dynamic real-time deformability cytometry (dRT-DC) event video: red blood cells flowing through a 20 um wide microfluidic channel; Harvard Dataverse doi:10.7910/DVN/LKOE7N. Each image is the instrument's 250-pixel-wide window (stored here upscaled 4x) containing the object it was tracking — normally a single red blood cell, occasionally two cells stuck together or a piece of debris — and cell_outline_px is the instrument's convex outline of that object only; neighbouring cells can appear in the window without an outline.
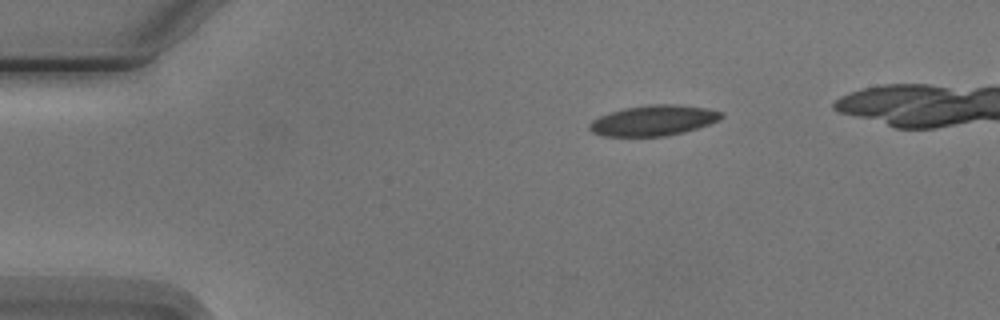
{"species": "Egyptian fruit bat (a non-hibernating species)", "species_latin": "Rousettus aegyptiacus", "temperature_condition": "cold", "stored_images_in_passage": 6, "camera_frame_rate_fps": 3000, "um_per_image_px": 0.085, "animal": {"sex": "male"}, "frame": {"image": 1, "passage_image": 1, "time_ms": 0.0, "image_size_px": [1000, 320], "cell_outline_px": [[724, 116], [708, 124], [684, 132], [664, 136], [604, 136], [592, 132], [588, 128], [588, 124], [592, 120], [600, 116], [612, 112], [628, 108], [652, 104], [680, 104], [704, 108], [724, 112]], "centroid_in_image_um": [55.54, 10.24], "position_along_channel_um": 29.5, "area_um2": 23.12}}
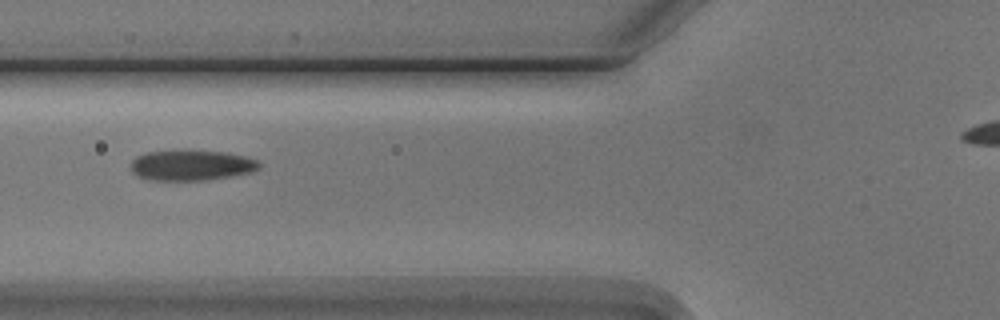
{"frame": {"image": 2, "passage_image": 4, "time_ms": 3.667, "image_size_px": [1000, 320], "cell_outline_px": [[260, 168], [252, 172], [232, 176], [204, 180], [148, 180], [136, 176], [132, 172], [132, 160], [136, 156], [148, 152], [224, 152], [244, 156], [256, 160], [260, 164]], "centroid_in_image_um": [16.26, 14.08], "position_along_channel_um": 109.5, "area_um2": 22.25}}
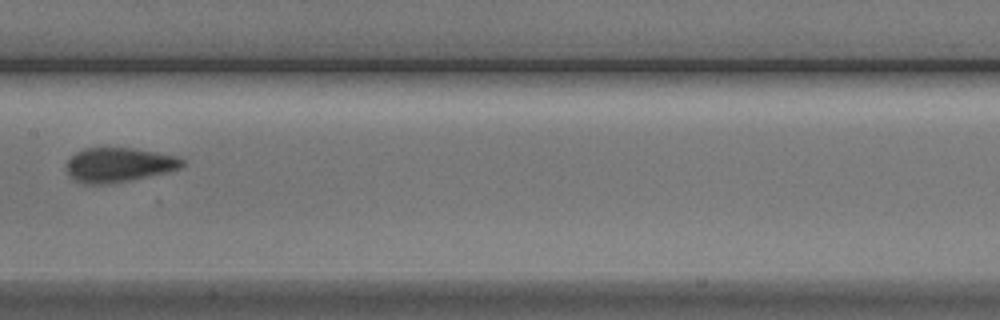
{"frame": {"image": 3, "passage_image": 6, "time_ms": 6.0, "image_size_px": [1000, 320], "cell_outline_px": [[184, 164], [180, 168], [148, 176], [112, 184], [84, 184], [68, 176], [64, 164], [76, 152], [84, 148], [132, 148], [180, 156], [184, 160]], "centroid_in_image_um": [10.06, 14.01], "position_along_channel_um": 197.3, "area_um2": 23.35}}